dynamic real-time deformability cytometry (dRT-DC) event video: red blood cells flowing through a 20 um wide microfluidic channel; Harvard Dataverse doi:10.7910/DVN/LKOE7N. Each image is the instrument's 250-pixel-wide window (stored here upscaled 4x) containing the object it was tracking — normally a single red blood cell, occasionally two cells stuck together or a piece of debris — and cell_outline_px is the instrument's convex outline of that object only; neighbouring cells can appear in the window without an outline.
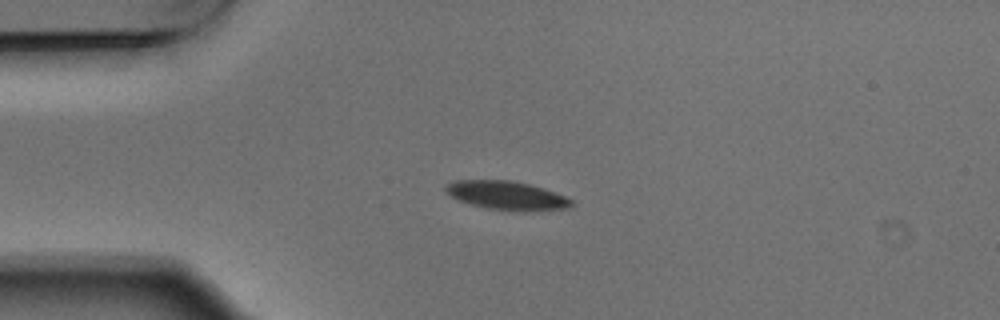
{"species": "Egyptian fruit bat (a non-hibernating species)", "species_latin": "Rousettus aegyptiacus", "temperature_condition": "warm", "stored_images_in_passage": 10, "camera_frame_rate_fps": 3000, "um_per_image_px": 0.085, "animal": {"sex": "male"}, "frame": {"image": 1, "passage_image": 4, "time_ms": 1.0, "image_size_px": [1000, 320], "cell_outline_px": [[572, 204], [568, 208], [524, 212], [520, 212], [488, 208], [472, 204], [460, 200], [444, 192], [444, 188], [452, 180], [512, 180], [544, 188], [564, 196], [572, 200]], "centroid_in_image_um": [43.07, 16.61], "position_along_channel_um": 41.9, "area_um2": 20.98}}
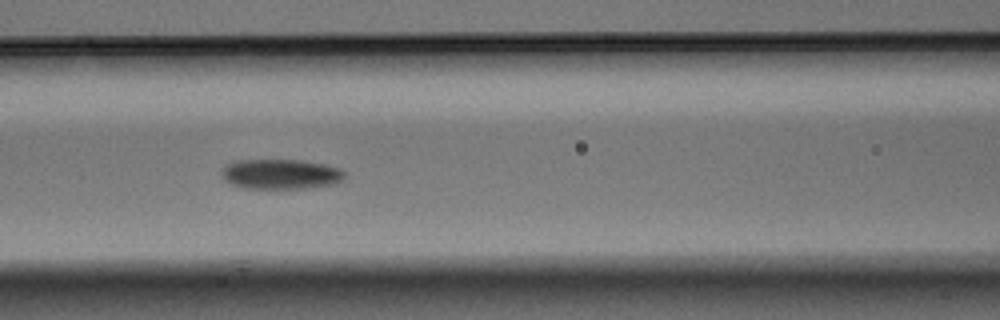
{"frame": {"image": 2, "passage_image": 7, "time_ms": 2.0, "image_size_px": [1000, 320], "cell_outline_px": [[348, 172], [336, 184], [312, 188], [244, 188], [232, 184], [224, 180], [220, 172], [232, 160], [300, 160], [324, 164], [340, 168]], "centroid_in_image_um": [23.88, 14.8], "position_along_channel_um": 142.7, "area_um2": 21.68}}
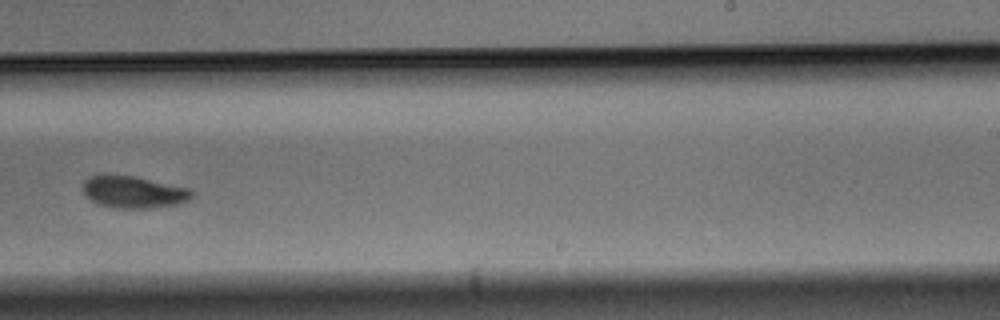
{"frame": {"image": 3, "passage_image": 10, "time_ms": 3.0, "image_size_px": [1000, 320], "cell_outline_px": [[192, 196], [188, 200], [176, 204], [148, 208], [116, 208], [100, 204], [92, 200], [84, 192], [84, 180], [88, 176], [132, 176], [192, 188]], "centroid_in_image_um": [11.4, 16.33], "position_along_channel_um": 277.6, "area_um2": 19.83}}